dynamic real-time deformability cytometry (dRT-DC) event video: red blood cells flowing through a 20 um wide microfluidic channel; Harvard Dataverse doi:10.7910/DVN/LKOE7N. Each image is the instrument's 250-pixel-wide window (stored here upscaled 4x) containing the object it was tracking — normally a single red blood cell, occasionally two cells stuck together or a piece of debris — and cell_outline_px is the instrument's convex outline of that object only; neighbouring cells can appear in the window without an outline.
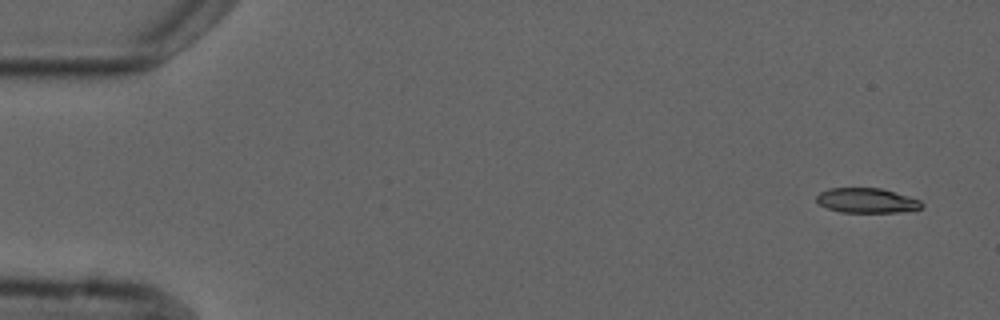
{"species": "common noctule bat (a hibernating species)", "species_latin": "Nyctalus noctula", "temperature_condition": "cold", "stored_images_in_passage": 2, "camera_frame_rate_fps": 3000, "um_per_image_px": 0.085, "animal": {"sex": "male", "forearm_length_mm": 52.5}, "frame": {"image": 1, "passage_image": 1, "time_ms": 0.0, "image_size_px": [1000, 320], "cell_outline_px": [[924, 204], [920, 208], [900, 212], [840, 212], [828, 208], [820, 204], [816, 200], [816, 196], [820, 192], [828, 188], [880, 188], [908, 196], [920, 200]], "centroid_in_image_um": [73.66, 17.04], "position_along_channel_um": 11.3, "area_um2": 15.09}}